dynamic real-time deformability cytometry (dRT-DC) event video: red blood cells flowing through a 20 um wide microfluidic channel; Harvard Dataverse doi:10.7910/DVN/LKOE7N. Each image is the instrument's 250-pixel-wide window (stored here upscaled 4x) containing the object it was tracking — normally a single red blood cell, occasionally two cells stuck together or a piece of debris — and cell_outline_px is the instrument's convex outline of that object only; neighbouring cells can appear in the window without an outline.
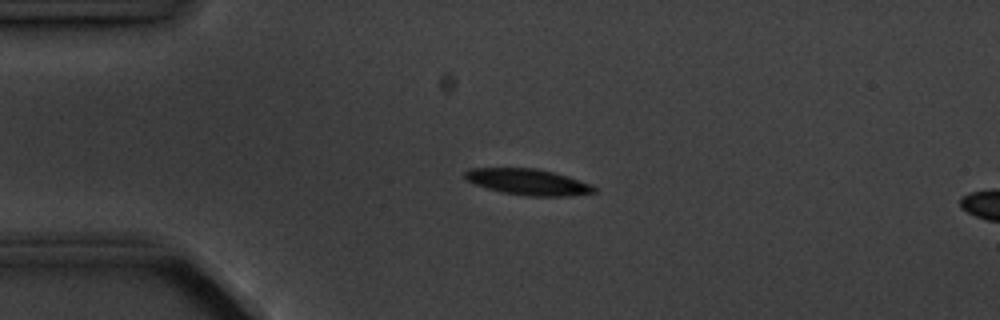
{"species": "common noctule bat (a hibernating species)", "species_latin": "Nyctalus noctula", "temperature_condition": "cold", "stored_images_in_passage": 5, "camera_frame_rate_fps": 3000, "um_per_image_px": 0.085, "animal": {"sex": "male", "body_mass_g": 20.1, "forearm_length_mm": 53.5}, "frame": {"image": 1, "passage_image": 3, "time_ms": 2.333, "image_size_px": [1000, 320], "cell_outline_px": [[596, 192], [568, 196], [528, 196], [500, 192], [476, 184], [468, 180], [464, 176], [464, 172], [468, 168], [536, 168], [552, 172], [592, 184], [596, 188]], "centroid_in_image_um": [44.88, 15.46], "position_along_channel_um": 40.1, "area_um2": 19.48}}
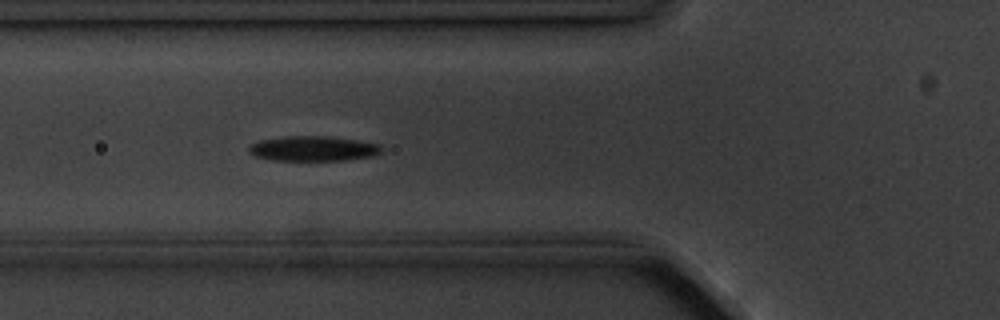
{"frame": {"image": 2, "passage_image": 5, "time_ms": 4.667, "image_size_px": [1000, 320], "cell_outline_px": [[384, 148], [380, 152], [372, 156], [344, 160], [272, 160], [252, 156], [248, 152], [248, 148], [252, 144], [260, 140], [284, 136], [328, 136], [356, 140], [380, 144]], "centroid_in_image_um": [26.59, 12.63], "position_along_channel_um": 99.2, "area_um2": 19.36}}